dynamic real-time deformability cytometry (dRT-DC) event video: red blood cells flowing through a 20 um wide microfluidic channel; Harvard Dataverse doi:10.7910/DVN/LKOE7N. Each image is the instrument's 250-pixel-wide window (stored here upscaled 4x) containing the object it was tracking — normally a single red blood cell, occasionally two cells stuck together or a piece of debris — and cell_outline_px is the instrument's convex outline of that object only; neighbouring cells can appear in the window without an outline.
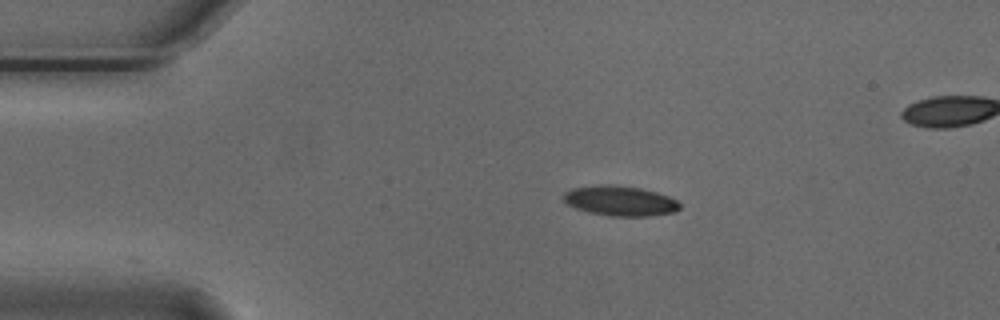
{"species": "Egyptian fruit bat (a non-hibernating species)", "species_latin": "Rousettus aegyptiacus", "temperature_condition": "cold", "stored_images_in_passage": 9, "camera_frame_rate_fps": 3000, "um_per_image_px": 0.085, "animal": {"sex": "male"}, "frame": {"image": 1, "passage_image": 1, "time_ms": 0.0, "image_size_px": [1000, 320], "cell_outline_px": [[680, 208], [676, 212], [648, 216], [608, 216], [588, 212], [576, 208], [568, 204], [564, 200], [564, 192], [572, 188], [600, 184], [612, 184], [640, 188], [656, 192], [668, 196], [676, 200], [680, 204]], "centroid_in_image_um": [52.71, 17.07], "position_along_channel_um": 32.3, "area_um2": 20.4}}
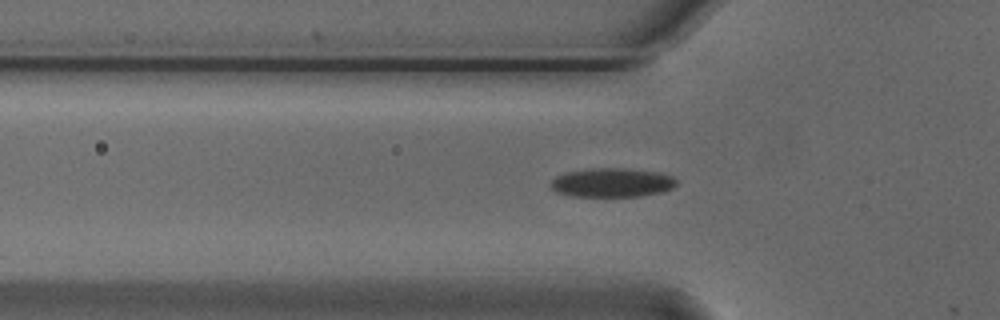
{"frame": {"image": 2, "passage_image": 8, "time_ms": 2.333, "image_size_px": [1000, 320], "cell_outline_px": [[676, 184], [672, 188], [664, 192], [640, 196], [572, 196], [556, 192], [548, 184], [556, 176], [564, 172], [584, 168], [624, 168], [660, 172], [672, 176], [676, 180]], "centroid_in_image_um": [52.0, 15.51], "position_along_channel_um": 73.8, "area_um2": 21.56}}